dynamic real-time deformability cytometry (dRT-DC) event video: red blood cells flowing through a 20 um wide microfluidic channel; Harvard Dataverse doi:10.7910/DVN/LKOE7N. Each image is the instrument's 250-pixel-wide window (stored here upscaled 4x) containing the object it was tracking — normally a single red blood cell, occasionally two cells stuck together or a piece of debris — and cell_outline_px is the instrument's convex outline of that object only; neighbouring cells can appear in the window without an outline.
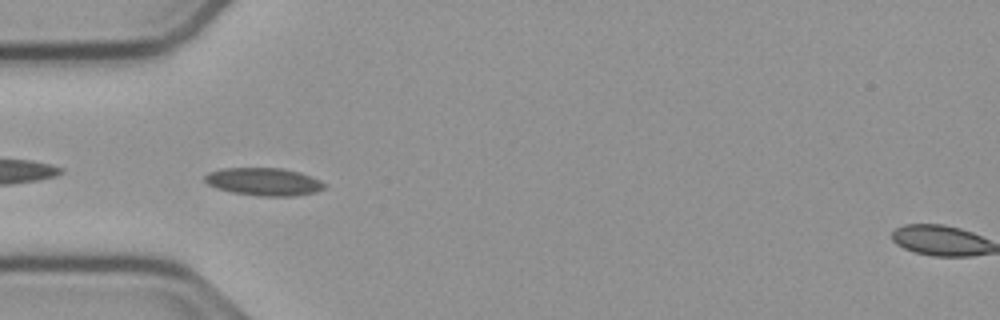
{"species": "common noctule bat (a hibernating species)", "species_latin": "Nyctalus noctula", "temperature_condition": "cold", "stored_images_in_passage": 28, "camera_frame_rate_fps": 3000, "um_per_image_px": 0.085, "animal": {"sex": "male", "body_mass_g": 23.1, "forearm_length_mm": 52.7}, "frame": {"image": 1, "passage_image": 2, "time_ms": 0.333, "image_size_px": [1000, 320], "cell_outline_px": [[328, 184], [324, 188], [316, 192], [292, 196], [256, 196], [232, 192], [216, 188], [208, 184], [204, 180], [204, 176], [208, 172], [220, 168], [284, 168], [300, 172], [320, 180]], "centroid_in_image_um": [22.42, 15.44], "position_along_channel_um": 62.6, "area_um2": 19.54}}
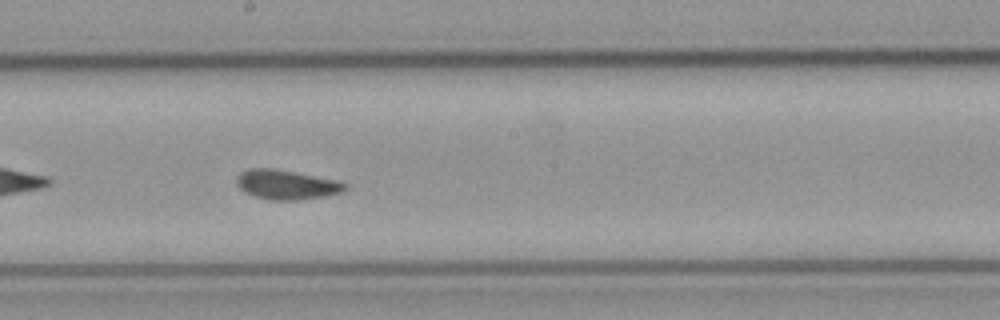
{"frame": {"image": 2, "passage_image": 15, "time_ms": 4.667, "image_size_px": [1000, 320], "cell_outline_px": [[348, 188], [344, 192], [324, 196], [300, 200], [268, 200], [244, 192], [236, 184], [236, 176], [240, 172], [248, 168], [272, 168], [340, 180], [348, 184]], "centroid_in_image_um": [24.38, 15.69], "position_along_channel_um": 223.8, "area_um2": 18.96}}
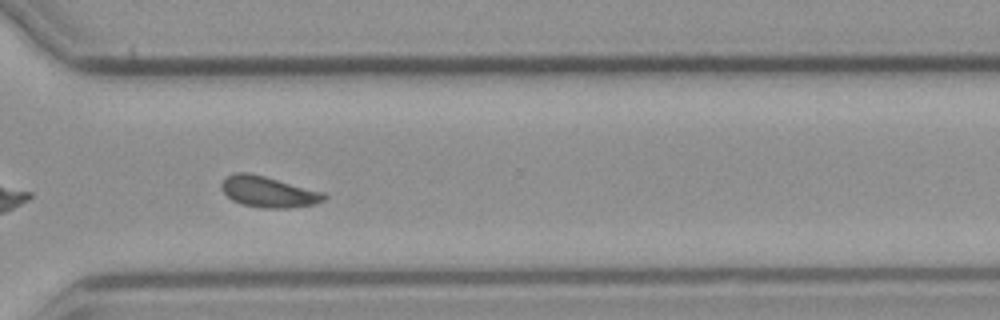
{"frame": {"image": 3, "passage_image": 25, "time_ms": 8.0, "image_size_px": [1000, 320], "cell_outline_px": [[328, 196], [324, 200], [316, 204], [288, 208], [260, 208], [240, 204], [232, 200], [220, 188], [220, 184], [228, 176], [236, 172], [248, 172], [264, 176], [324, 192]], "centroid_in_image_um": [22.81, 16.31], "position_along_channel_um": 347.8, "area_um2": 18.55}, "authors_computed_cell_mechanics": {"area_um2": 18.1203, "velocity_mm_per_s": 3.7308, "shape_relaxation_time_tau1_ms": 3.7925, "shape_relaxation_time_tau2_ms": 1.3433, "deformation_change_tau1": 0.0936, "deformation_change_tau2": 0.0659}}